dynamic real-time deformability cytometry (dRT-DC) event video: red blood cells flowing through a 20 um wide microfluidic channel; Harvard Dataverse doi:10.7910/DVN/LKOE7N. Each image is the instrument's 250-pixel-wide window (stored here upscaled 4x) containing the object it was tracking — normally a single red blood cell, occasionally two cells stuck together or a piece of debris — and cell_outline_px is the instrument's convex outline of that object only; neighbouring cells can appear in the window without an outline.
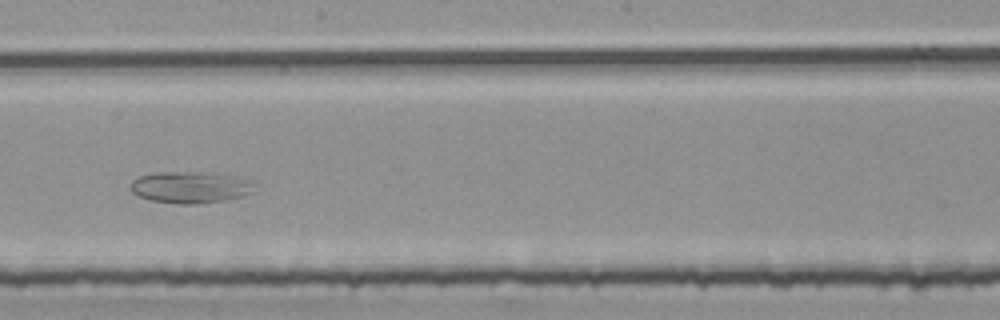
{"species": "common noctule bat (a hibernating species)", "species_latin": "Nyctalus noctula", "temperature_condition": "room temperature", "stored_images_in_passage": 38, "camera_frame_rate_fps": 3000, "um_per_image_px": 0.085, "animal": {"sex": "female", "body_mass_g": 25.1}, "frame": {"image": 1, "passage_image": 19, "time_ms": 6.0, "image_size_px": [1000, 320], "cell_outline_px": [[256, 184], [252, 192], [244, 196], [224, 200], [196, 204], [180, 204], [152, 200], [140, 196], [132, 192], [128, 188], [132, 180], [140, 176], [156, 172], [216, 172], [256, 180]], "centroid_in_image_um": [16.25, 15.9], "position_along_channel_um": 232.0, "area_um2": 23.29}}
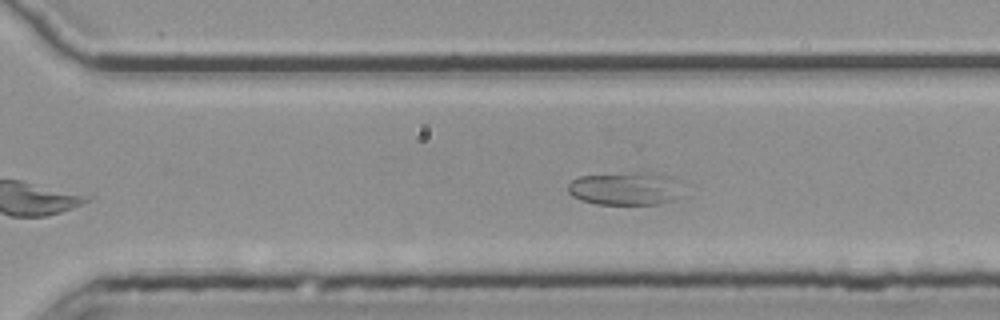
{"frame": {"image": 2, "passage_image": 26, "time_ms": 8.333, "image_size_px": [1000, 320], "cell_outline_px": [[680, 196], [676, 200], [660, 204], [596, 204], [580, 200], [572, 196], [568, 192], [568, 184], [572, 180], [580, 176], [668, 176]], "centroid_in_image_um": [53.0, 16.13], "position_along_channel_um": 317.6, "area_um2": 20.23}}
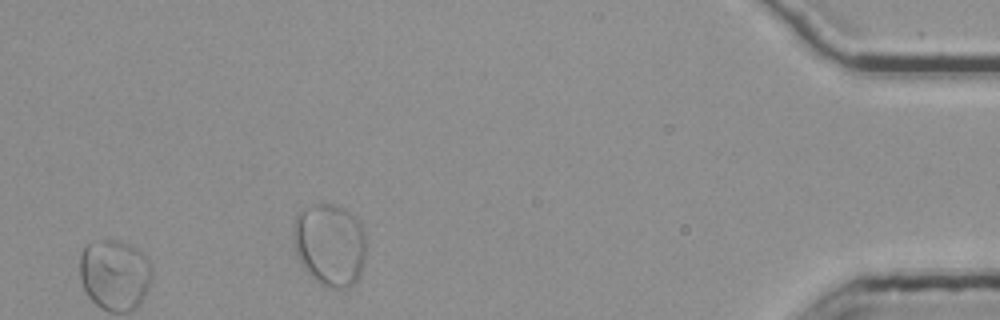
{"frame": {"image": 3, "passage_image": 38, "time_ms": 12.333, "image_size_px": [1000, 320], "cell_outline_px": [[364, 260], [360, 276], [348, 288], [324, 288], [304, 268], [296, 252], [292, 232], [292, 224], [296, 216], [304, 208], [312, 204], [328, 204], [344, 208], [360, 220], [364, 236]], "centroid_in_image_um": [28.02, 20.79], "position_along_channel_um": 407.2, "area_um2": 35.08}}